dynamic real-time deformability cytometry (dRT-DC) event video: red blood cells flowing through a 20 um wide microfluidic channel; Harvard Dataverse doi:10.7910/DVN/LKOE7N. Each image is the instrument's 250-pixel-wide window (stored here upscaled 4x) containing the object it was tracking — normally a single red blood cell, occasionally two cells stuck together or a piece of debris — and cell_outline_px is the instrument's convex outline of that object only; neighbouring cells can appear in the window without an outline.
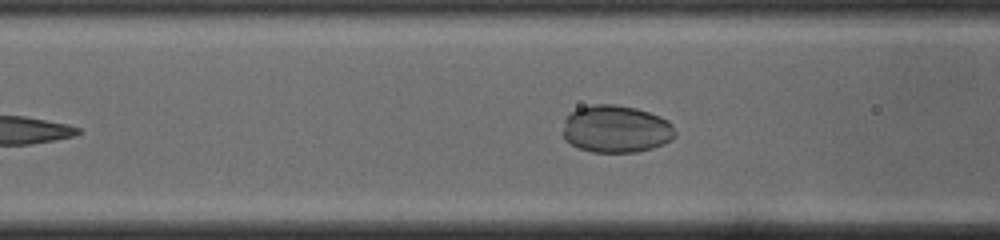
{"species": "common noctule bat (a hibernating species)", "species_latin": "Nyctalus noctula", "temperature_condition": "cold", "stored_images_in_passage": 38, "camera_frame_rate_fps": 3000, "um_per_image_px": 0.085, "animal": {"sex": "male", "body_mass_g": 19.0, "forearm_length_mm": 50.8}, "frame": {"image": 1, "passage_image": 9, "time_ms": 2.667, "image_size_px": [1000, 240], "cell_outline_px": [[672, 136], [668, 140], [660, 144], [648, 148], [632, 152], [596, 152], [580, 148], [572, 144], [564, 136], [564, 132], [568, 116], [572, 112], [580, 108], [600, 104], [604, 104], [632, 108], [648, 112], [664, 120], [668, 124]], "centroid_in_image_um": [52.29, 10.97], "position_along_channel_um": 114.3, "area_um2": 29.19}}
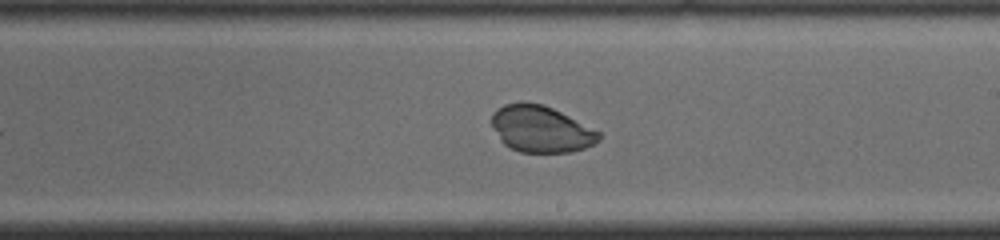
{"frame": {"image": 2, "passage_image": 19, "time_ms": 6.0, "image_size_px": [1000, 240], "cell_outline_px": [[600, 136], [592, 144], [568, 152], [524, 152], [512, 148], [504, 144], [492, 124], [492, 116], [500, 108], [508, 104], [540, 104], [552, 108], [600, 132]], "centroid_in_image_um": [45.99, 10.99], "position_along_channel_um": 243.0, "area_um2": 27.69}}
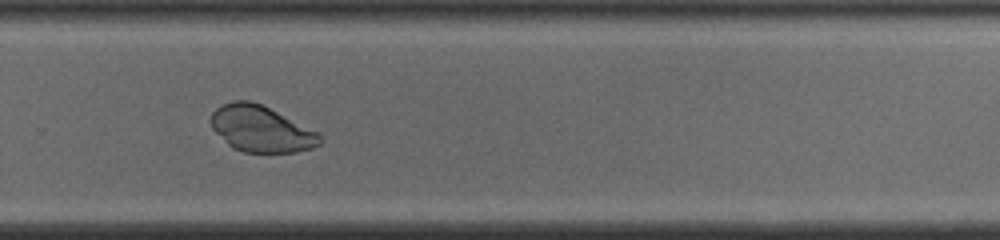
{"frame": {"image": 3, "passage_image": 24, "time_ms": 7.667, "image_size_px": [1000, 240], "cell_outline_px": [[320, 136], [316, 144], [308, 148], [292, 152], [244, 152], [228, 144], [212, 128], [212, 112], [216, 108], [224, 104], [236, 100], [248, 100], [260, 104], [316, 132]], "centroid_in_image_um": [22.11, 10.95], "position_along_channel_um": 307.7, "area_um2": 28.09}, "authors_computed_cell_mechanics": {"area_um2": 28.2353, "velocity_mm_per_s": 3.8737, "shape_relaxation_time_tau1_ms": 1.1647, "shape_relaxation_time_tau2_ms": 1.1759, "deformation_change_tau1": 0.0286, "deformation_change_tau2": 0.0337}}